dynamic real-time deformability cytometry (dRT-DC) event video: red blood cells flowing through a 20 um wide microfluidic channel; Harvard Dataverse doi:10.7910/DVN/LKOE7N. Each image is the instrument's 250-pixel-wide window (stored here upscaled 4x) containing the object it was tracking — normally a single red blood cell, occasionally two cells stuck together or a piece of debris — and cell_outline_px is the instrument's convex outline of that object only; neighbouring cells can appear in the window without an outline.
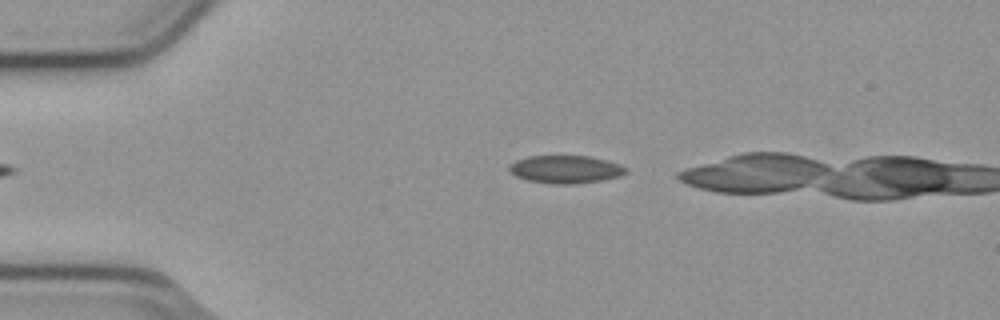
{"species": "common noctule bat (a hibernating species)", "species_latin": "Nyctalus noctula", "temperature_condition": "cold", "stored_images_in_passage": 37, "camera_frame_rate_fps": 3000, "um_per_image_px": 0.085, "animal": {"sex": "male", "body_mass_g": 23.1, "forearm_length_mm": 52.7}, "frame": {"image": 1, "passage_image": 3, "time_ms": 0.667, "image_size_px": [1000, 320], "cell_outline_px": [[628, 172], [620, 176], [600, 180], [572, 184], [556, 184], [528, 180], [516, 176], [508, 168], [516, 160], [528, 156], [588, 156], [620, 164], [628, 168]], "centroid_in_image_um": [48.1, 14.39], "position_along_channel_um": 36.9, "area_um2": 18.67}}
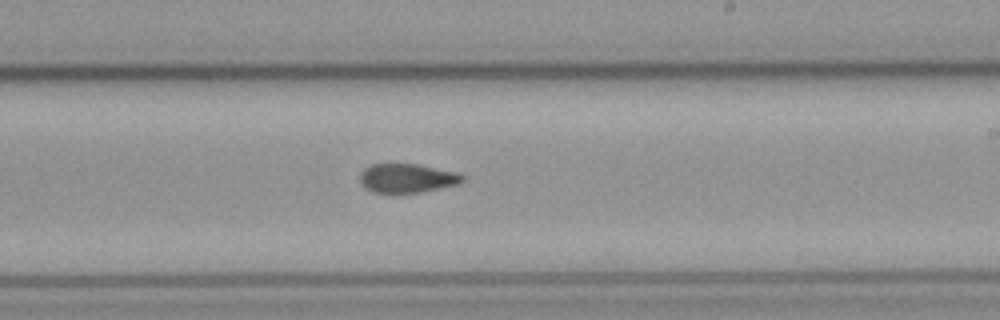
{"frame": {"image": 2, "passage_image": 23, "time_ms": 7.333, "image_size_px": [1000, 320], "cell_outline_px": [[464, 180], [456, 184], [420, 192], [372, 192], [360, 180], [360, 172], [364, 168], [372, 164], [420, 164], [456, 172], [464, 176]], "centroid_in_image_um": [34.6, 15.12], "position_along_channel_um": 254.4, "area_um2": 16.99}}
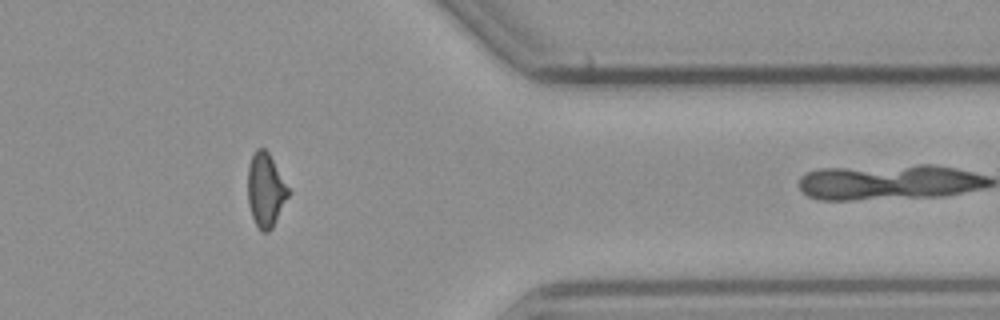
{"frame": {"image": 3, "passage_image": 35, "time_ms": 11.333, "image_size_px": [1000, 320], "cell_outline_px": [[288, 196], [272, 228], [268, 232], [260, 232], [252, 216], [248, 204], [248, 164], [256, 148], [264, 148], [268, 152], [288, 188]], "centroid_in_image_um": [22.54, 16.16], "position_along_channel_um": 388.9, "area_um2": 17.11}}